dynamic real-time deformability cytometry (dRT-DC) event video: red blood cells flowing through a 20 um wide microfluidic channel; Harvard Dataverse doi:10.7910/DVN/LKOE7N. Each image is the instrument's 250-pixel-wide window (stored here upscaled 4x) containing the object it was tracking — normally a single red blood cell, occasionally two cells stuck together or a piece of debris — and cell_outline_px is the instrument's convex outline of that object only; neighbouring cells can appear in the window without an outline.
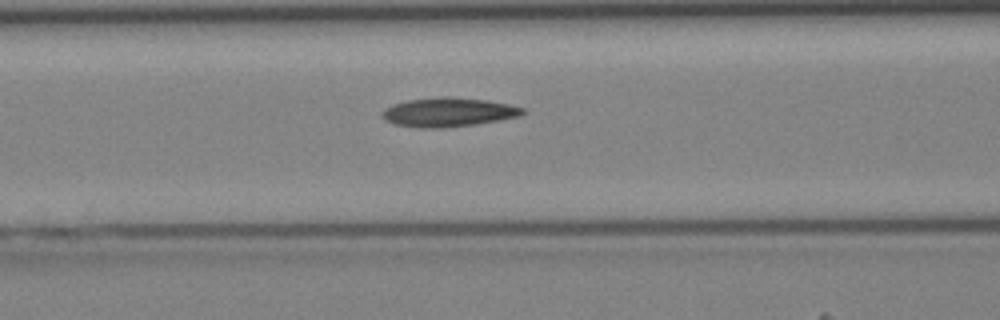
{"species": "Egyptian fruit bat (a non-hibernating species)", "species_latin": "Rousettus aegyptiacus", "temperature_condition": "cold", "stored_images_in_passage": 43, "camera_frame_rate_fps": 3000, "um_per_image_px": 0.085, "animal": {"sex": "female"}, "frame": {"image": 1, "passage_image": 18, "time_ms": 5.667, "image_size_px": [1000, 320], "cell_outline_px": [[528, 112], [520, 116], [500, 120], [476, 124], [444, 128], [420, 128], [396, 124], [384, 120], [380, 116], [380, 112], [384, 108], [392, 104], [408, 100], [440, 96], [452, 96], [488, 100], [508, 104], [524, 108]], "centroid_in_image_um": [38.1, 9.53], "position_along_channel_um": 128.5, "area_um2": 24.22}}
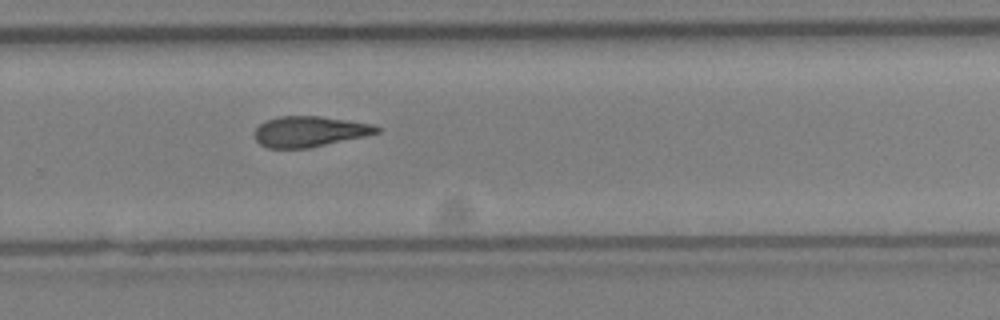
{"frame": {"image": 2, "passage_image": 29, "time_ms": 9.333, "image_size_px": [1000, 320], "cell_outline_px": [[380, 132], [364, 136], [308, 148], [268, 148], [260, 144], [256, 140], [252, 132], [260, 124], [268, 120], [280, 116], [320, 116], [372, 124], [380, 128]], "centroid_in_image_um": [26.27, 11.18], "position_along_channel_um": 303.5, "area_um2": 21.62}}
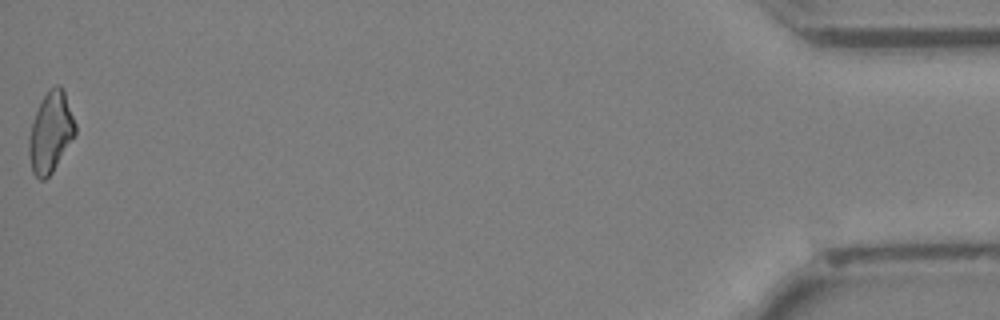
{"frame": {"image": 3, "passage_image": 43, "time_ms": 14.0, "image_size_px": [1000, 320], "cell_outline_px": [[76, 136], [52, 172], [44, 180], [40, 180], [32, 172], [28, 156], [28, 136], [36, 112], [48, 88], [56, 84], [60, 84], [64, 88], [76, 124]], "centroid_in_image_um": [4.32, 11.23], "position_along_channel_um": 430.9, "area_um2": 22.08}}